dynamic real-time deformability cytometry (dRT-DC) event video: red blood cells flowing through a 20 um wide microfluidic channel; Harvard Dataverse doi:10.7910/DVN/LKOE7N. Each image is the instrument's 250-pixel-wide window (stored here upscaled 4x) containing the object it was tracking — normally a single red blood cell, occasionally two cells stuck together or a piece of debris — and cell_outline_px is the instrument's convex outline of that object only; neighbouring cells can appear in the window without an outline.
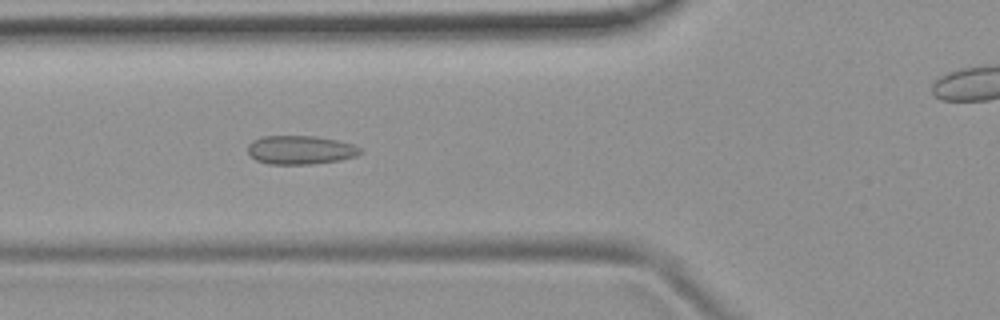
{"species": "common noctule bat (a hibernating species)", "species_latin": "Nyctalus noctula", "temperature_condition": "room temperature", "stored_images_in_passage": 53, "camera_frame_rate_fps": 3000, "um_per_image_px": 0.085, "animal": {"sex": "female", "body_mass_g": 19.9}, "frame": {"image": 1, "passage_image": 19, "time_ms": 6.0, "image_size_px": [1000, 320], "cell_outline_px": [[364, 152], [356, 156], [340, 160], [312, 164], [268, 164], [256, 160], [248, 152], [248, 144], [252, 140], [260, 136], [316, 136], [336, 140], [352, 144], [360, 148]], "centroid_in_image_um": [25.53, 12.74], "position_along_channel_um": 100.3, "area_um2": 18.9}}
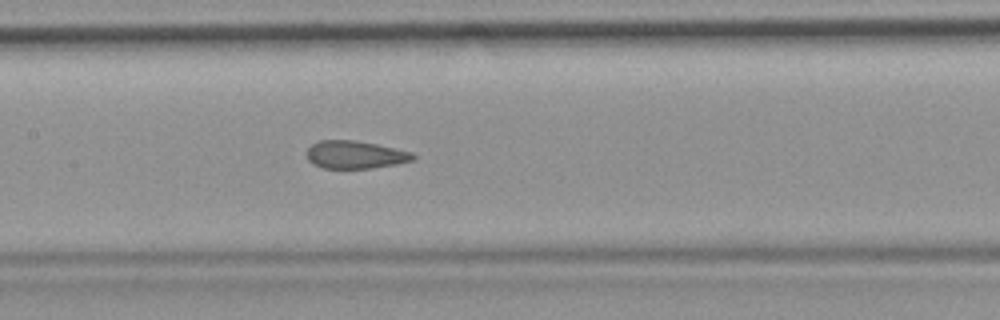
{"frame": {"image": 2, "passage_image": 25, "time_ms": 8.0, "image_size_px": [1000, 320], "cell_outline_px": [[416, 156], [412, 160], [396, 164], [372, 168], [324, 168], [312, 164], [308, 160], [308, 148], [312, 144], [320, 140], [352, 140], [376, 144], [412, 152]], "centroid_in_image_um": [30.18, 13.15], "position_along_channel_um": 177.2, "area_um2": 17.05}}
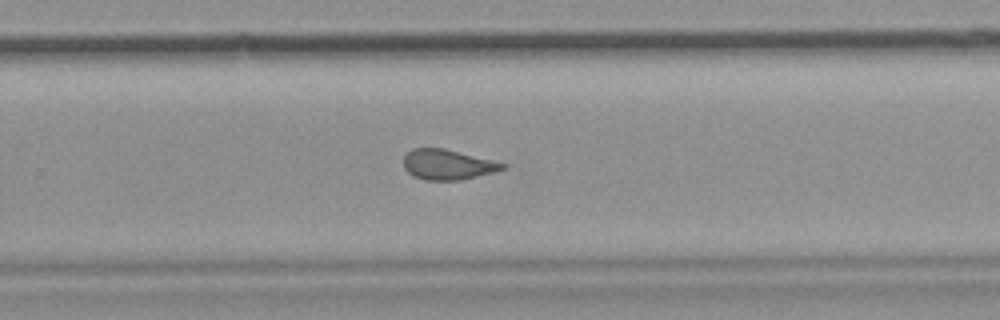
{"frame": {"image": 3, "passage_image": 34, "time_ms": 11.0, "image_size_px": [1000, 320], "cell_outline_px": [[508, 164], [504, 168], [496, 172], [460, 180], [424, 180], [408, 172], [404, 168], [404, 156], [412, 148], [444, 148]], "centroid_in_image_um": [38.06, 13.99], "position_along_channel_um": 291.7, "area_um2": 17.34}, "authors_computed_cell_mechanics": {"area_um2": 18.4382, "velocity_mm_per_s": 3.8301, "shape_relaxation_time_tau1_ms": null, "shape_relaxation_time_tau2_ms": 1.3616, "deformation_change_tau1": null, "deformation_change_tau2": 0.0805}}